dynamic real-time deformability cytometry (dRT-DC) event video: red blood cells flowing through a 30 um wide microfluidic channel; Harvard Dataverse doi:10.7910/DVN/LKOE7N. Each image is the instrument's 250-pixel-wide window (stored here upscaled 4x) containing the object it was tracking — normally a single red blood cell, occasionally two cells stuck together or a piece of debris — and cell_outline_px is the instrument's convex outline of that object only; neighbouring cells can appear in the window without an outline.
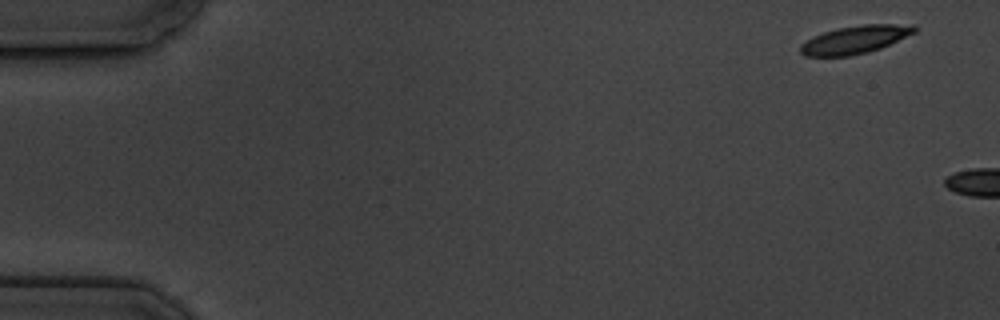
{"species": "common noctule bat (a hibernating species)", "species_latin": "Nyctalus noctula", "temperature_condition": "cold", "stored_images_in_passage": 3, "camera_frame_rate_fps": 3000, "um_per_image_px": 0.085, "animal": {"sex": "male", "body_mass_g": 19.5, "forearm_length_mm": 54.6}, "frame": {"image": 1, "passage_image": 1, "time_ms": 0.0, "image_size_px": [1000, 320], "cell_outline_px": [[916, 32], [880, 48], [868, 52], [848, 56], [804, 56], [800, 52], [800, 44], [824, 32], [836, 28], [864, 24], [916, 24]], "centroid_in_image_um": [72.7, 3.36], "position_along_channel_um": 12.3, "area_um2": 18.44}}